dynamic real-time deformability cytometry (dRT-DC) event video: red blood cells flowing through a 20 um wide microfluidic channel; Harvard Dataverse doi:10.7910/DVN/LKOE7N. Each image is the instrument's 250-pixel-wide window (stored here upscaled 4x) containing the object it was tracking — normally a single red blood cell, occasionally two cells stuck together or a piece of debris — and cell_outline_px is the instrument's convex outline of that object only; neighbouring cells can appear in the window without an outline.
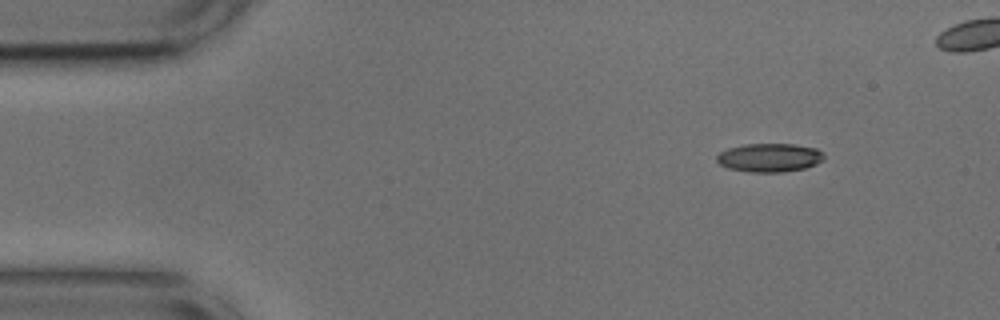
{"species": "common noctule bat (a hibernating species)", "species_latin": "Nyctalus noctula", "temperature_condition": "cold", "stored_images_in_passage": 43, "camera_frame_rate_fps": 3000, "um_per_image_px": 0.085, "animal": {"sex": "male", "body_mass_g": 17.9, "forearm_length_mm": 54.2}, "frame": {"image": 1, "passage_image": 1, "time_ms": 0.0, "image_size_px": [1000, 320], "cell_outline_px": [[824, 160], [816, 164], [804, 168], [784, 172], [752, 172], [728, 168], [720, 164], [716, 160], [716, 156], [720, 152], [728, 148], [744, 144], [792, 144], [816, 148], [824, 152]], "centroid_in_image_um": [65.42, 13.39], "position_along_channel_um": 19.6, "area_um2": 17.92}}
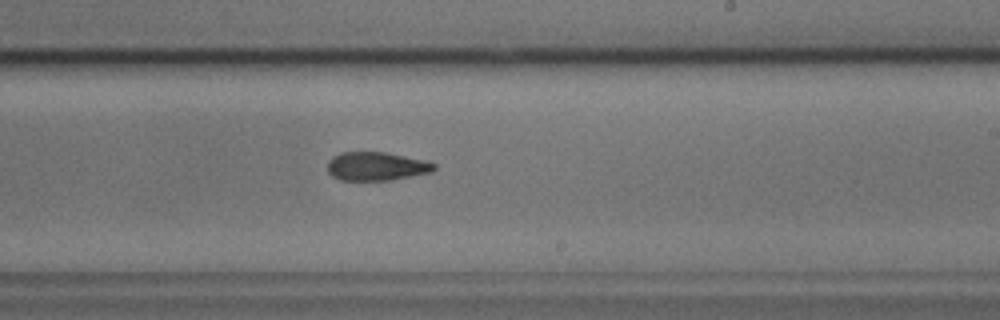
{"frame": {"image": 2, "passage_image": 26, "time_ms": 8.333, "image_size_px": [1000, 320], "cell_outline_px": [[436, 168], [432, 172], [388, 180], [340, 180], [332, 176], [328, 172], [328, 160], [332, 156], [340, 152], [384, 152], [428, 160], [436, 164]], "centroid_in_image_um": [31.99, 14.12], "position_along_channel_um": 257.0, "area_um2": 17.86}}
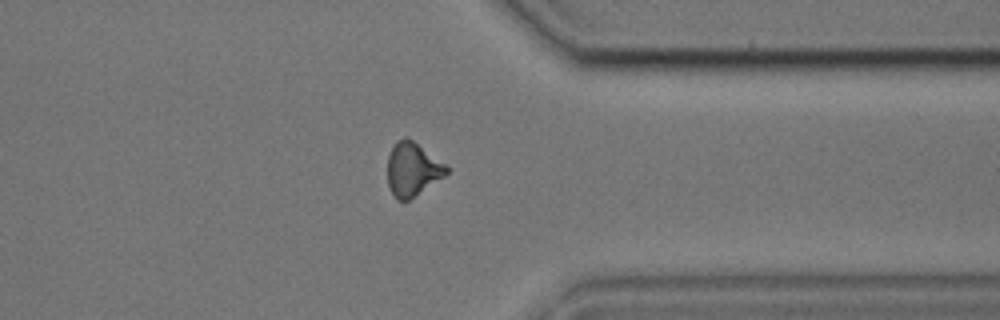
{"frame": {"image": 3, "passage_image": 36, "time_ms": 11.667, "image_size_px": [1000, 320], "cell_outline_px": [[448, 172], [444, 176], [408, 200], [396, 200], [388, 184], [388, 156], [392, 148], [404, 136], [408, 136], [448, 164]], "centroid_in_image_um": [35.09, 14.35], "position_along_channel_um": 376.3, "area_um2": 18.38}}